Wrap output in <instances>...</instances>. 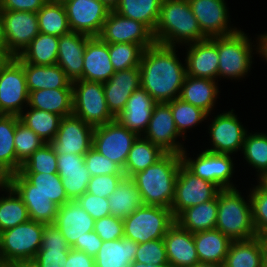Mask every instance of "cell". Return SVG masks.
<instances>
[{"instance_id": "cell-1", "label": "cell", "mask_w": 267, "mask_h": 267, "mask_svg": "<svg viewBox=\"0 0 267 267\" xmlns=\"http://www.w3.org/2000/svg\"><path fill=\"white\" fill-rule=\"evenodd\" d=\"M176 47L155 43L142 54L140 68L141 88L157 103L180 97L186 66L179 61Z\"/></svg>"}, {"instance_id": "cell-2", "label": "cell", "mask_w": 267, "mask_h": 267, "mask_svg": "<svg viewBox=\"0 0 267 267\" xmlns=\"http://www.w3.org/2000/svg\"><path fill=\"white\" fill-rule=\"evenodd\" d=\"M182 163L180 154L166 153L156 163L131 177L140 192L143 205L171 208Z\"/></svg>"}, {"instance_id": "cell-3", "label": "cell", "mask_w": 267, "mask_h": 267, "mask_svg": "<svg viewBox=\"0 0 267 267\" xmlns=\"http://www.w3.org/2000/svg\"><path fill=\"white\" fill-rule=\"evenodd\" d=\"M155 42L165 46L206 40L188 0H162L160 16L153 32Z\"/></svg>"}, {"instance_id": "cell-4", "label": "cell", "mask_w": 267, "mask_h": 267, "mask_svg": "<svg viewBox=\"0 0 267 267\" xmlns=\"http://www.w3.org/2000/svg\"><path fill=\"white\" fill-rule=\"evenodd\" d=\"M246 201L238 189H221L218 193V212L215 228L231 241L247 240L257 235L251 200Z\"/></svg>"}, {"instance_id": "cell-5", "label": "cell", "mask_w": 267, "mask_h": 267, "mask_svg": "<svg viewBox=\"0 0 267 267\" xmlns=\"http://www.w3.org/2000/svg\"><path fill=\"white\" fill-rule=\"evenodd\" d=\"M46 224L29 220L0 233V263L34 260L41 247Z\"/></svg>"}, {"instance_id": "cell-6", "label": "cell", "mask_w": 267, "mask_h": 267, "mask_svg": "<svg viewBox=\"0 0 267 267\" xmlns=\"http://www.w3.org/2000/svg\"><path fill=\"white\" fill-rule=\"evenodd\" d=\"M175 223L171 209L160 206L141 205L123 219L124 236L137 244L163 239Z\"/></svg>"}, {"instance_id": "cell-7", "label": "cell", "mask_w": 267, "mask_h": 267, "mask_svg": "<svg viewBox=\"0 0 267 267\" xmlns=\"http://www.w3.org/2000/svg\"><path fill=\"white\" fill-rule=\"evenodd\" d=\"M245 32H237L218 36V77L232 79L245 78L251 68L252 52L255 45Z\"/></svg>"}, {"instance_id": "cell-8", "label": "cell", "mask_w": 267, "mask_h": 267, "mask_svg": "<svg viewBox=\"0 0 267 267\" xmlns=\"http://www.w3.org/2000/svg\"><path fill=\"white\" fill-rule=\"evenodd\" d=\"M73 115L96 127L115 120L110 113L101 82H72Z\"/></svg>"}, {"instance_id": "cell-9", "label": "cell", "mask_w": 267, "mask_h": 267, "mask_svg": "<svg viewBox=\"0 0 267 267\" xmlns=\"http://www.w3.org/2000/svg\"><path fill=\"white\" fill-rule=\"evenodd\" d=\"M137 137L135 132L130 131L115 119L94 128L92 147L123 169Z\"/></svg>"}, {"instance_id": "cell-10", "label": "cell", "mask_w": 267, "mask_h": 267, "mask_svg": "<svg viewBox=\"0 0 267 267\" xmlns=\"http://www.w3.org/2000/svg\"><path fill=\"white\" fill-rule=\"evenodd\" d=\"M219 191L215 184L197 177L182 163L175 183V197L170 208L174 218L189 207L214 199Z\"/></svg>"}, {"instance_id": "cell-11", "label": "cell", "mask_w": 267, "mask_h": 267, "mask_svg": "<svg viewBox=\"0 0 267 267\" xmlns=\"http://www.w3.org/2000/svg\"><path fill=\"white\" fill-rule=\"evenodd\" d=\"M183 164L197 177L215 184L221 189L236 188L231 177L234 173V164L230 154H216L202 151L197 158L187 157L186 150L181 154Z\"/></svg>"}, {"instance_id": "cell-12", "label": "cell", "mask_w": 267, "mask_h": 267, "mask_svg": "<svg viewBox=\"0 0 267 267\" xmlns=\"http://www.w3.org/2000/svg\"><path fill=\"white\" fill-rule=\"evenodd\" d=\"M28 97L23 62L16 57L0 71V109L4 115L19 116L28 105Z\"/></svg>"}, {"instance_id": "cell-13", "label": "cell", "mask_w": 267, "mask_h": 267, "mask_svg": "<svg viewBox=\"0 0 267 267\" xmlns=\"http://www.w3.org/2000/svg\"><path fill=\"white\" fill-rule=\"evenodd\" d=\"M98 37L107 44L133 43L144 49L156 43L153 32L145 24L124 17L113 10L108 14Z\"/></svg>"}, {"instance_id": "cell-14", "label": "cell", "mask_w": 267, "mask_h": 267, "mask_svg": "<svg viewBox=\"0 0 267 267\" xmlns=\"http://www.w3.org/2000/svg\"><path fill=\"white\" fill-rule=\"evenodd\" d=\"M71 31L98 37L110 9L100 0H64Z\"/></svg>"}, {"instance_id": "cell-15", "label": "cell", "mask_w": 267, "mask_h": 267, "mask_svg": "<svg viewBox=\"0 0 267 267\" xmlns=\"http://www.w3.org/2000/svg\"><path fill=\"white\" fill-rule=\"evenodd\" d=\"M209 131L212 146L205 151L230 155L242 149L246 133H248L233 109L214 117L209 125Z\"/></svg>"}, {"instance_id": "cell-16", "label": "cell", "mask_w": 267, "mask_h": 267, "mask_svg": "<svg viewBox=\"0 0 267 267\" xmlns=\"http://www.w3.org/2000/svg\"><path fill=\"white\" fill-rule=\"evenodd\" d=\"M94 128L74 115L63 117L51 142L56 154L84 155L92 147Z\"/></svg>"}, {"instance_id": "cell-17", "label": "cell", "mask_w": 267, "mask_h": 267, "mask_svg": "<svg viewBox=\"0 0 267 267\" xmlns=\"http://www.w3.org/2000/svg\"><path fill=\"white\" fill-rule=\"evenodd\" d=\"M145 139L160 146L166 153L182 154L183 145L176 141L180 136L170 105L165 102L157 103L144 134Z\"/></svg>"}, {"instance_id": "cell-18", "label": "cell", "mask_w": 267, "mask_h": 267, "mask_svg": "<svg viewBox=\"0 0 267 267\" xmlns=\"http://www.w3.org/2000/svg\"><path fill=\"white\" fill-rule=\"evenodd\" d=\"M5 182L16 192L42 193L61 207L68 198L58 173H21L10 175Z\"/></svg>"}, {"instance_id": "cell-19", "label": "cell", "mask_w": 267, "mask_h": 267, "mask_svg": "<svg viewBox=\"0 0 267 267\" xmlns=\"http://www.w3.org/2000/svg\"><path fill=\"white\" fill-rule=\"evenodd\" d=\"M199 28L206 38L237 32L228 24L229 12L225 0H188Z\"/></svg>"}, {"instance_id": "cell-20", "label": "cell", "mask_w": 267, "mask_h": 267, "mask_svg": "<svg viewBox=\"0 0 267 267\" xmlns=\"http://www.w3.org/2000/svg\"><path fill=\"white\" fill-rule=\"evenodd\" d=\"M4 23L7 48L17 57L39 34L37 13L0 11Z\"/></svg>"}, {"instance_id": "cell-21", "label": "cell", "mask_w": 267, "mask_h": 267, "mask_svg": "<svg viewBox=\"0 0 267 267\" xmlns=\"http://www.w3.org/2000/svg\"><path fill=\"white\" fill-rule=\"evenodd\" d=\"M185 58L186 74L192 77L217 80L218 78V37L187 44ZM217 77V78H216Z\"/></svg>"}, {"instance_id": "cell-22", "label": "cell", "mask_w": 267, "mask_h": 267, "mask_svg": "<svg viewBox=\"0 0 267 267\" xmlns=\"http://www.w3.org/2000/svg\"><path fill=\"white\" fill-rule=\"evenodd\" d=\"M95 220L80 206L76 200H70L58 209L54 225L72 247L86 233L94 231Z\"/></svg>"}, {"instance_id": "cell-23", "label": "cell", "mask_w": 267, "mask_h": 267, "mask_svg": "<svg viewBox=\"0 0 267 267\" xmlns=\"http://www.w3.org/2000/svg\"><path fill=\"white\" fill-rule=\"evenodd\" d=\"M103 87L108 109L116 117L131 94L141 87L139 66L115 72Z\"/></svg>"}, {"instance_id": "cell-24", "label": "cell", "mask_w": 267, "mask_h": 267, "mask_svg": "<svg viewBox=\"0 0 267 267\" xmlns=\"http://www.w3.org/2000/svg\"><path fill=\"white\" fill-rule=\"evenodd\" d=\"M57 173L70 200H77L86 192L91 176L84 155L57 154Z\"/></svg>"}, {"instance_id": "cell-25", "label": "cell", "mask_w": 267, "mask_h": 267, "mask_svg": "<svg viewBox=\"0 0 267 267\" xmlns=\"http://www.w3.org/2000/svg\"><path fill=\"white\" fill-rule=\"evenodd\" d=\"M163 241L171 267H194L200 263L193 234L176 222L168 229Z\"/></svg>"}, {"instance_id": "cell-26", "label": "cell", "mask_w": 267, "mask_h": 267, "mask_svg": "<svg viewBox=\"0 0 267 267\" xmlns=\"http://www.w3.org/2000/svg\"><path fill=\"white\" fill-rule=\"evenodd\" d=\"M156 104L153 97L140 87L131 94L123 111L115 119L130 131L142 136L147 129Z\"/></svg>"}, {"instance_id": "cell-27", "label": "cell", "mask_w": 267, "mask_h": 267, "mask_svg": "<svg viewBox=\"0 0 267 267\" xmlns=\"http://www.w3.org/2000/svg\"><path fill=\"white\" fill-rule=\"evenodd\" d=\"M83 59L82 80L105 83L115 73L109 57V44L99 37L87 40Z\"/></svg>"}, {"instance_id": "cell-28", "label": "cell", "mask_w": 267, "mask_h": 267, "mask_svg": "<svg viewBox=\"0 0 267 267\" xmlns=\"http://www.w3.org/2000/svg\"><path fill=\"white\" fill-rule=\"evenodd\" d=\"M90 36L70 31L59 37L57 64L73 82L82 80L84 51Z\"/></svg>"}, {"instance_id": "cell-29", "label": "cell", "mask_w": 267, "mask_h": 267, "mask_svg": "<svg viewBox=\"0 0 267 267\" xmlns=\"http://www.w3.org/2000/svg\"><path fill=\"white\" fill-rule=\"evenodd\" d=\"M71 247L54 224L43 228L41 247L34 260L41 267H65Z\"/></svg>"}, {"instance_id": "cell-30", "label": "cell", "mask_w": 267, "mask_h": 267, "mask_svg": "<svg viewBox=\"0 0 267 267\" xmlns=\"http://www.w3.org/2000/svg\"><path fill=\"white\" fill-rule=\"evenodd\" d=\"M28 91L72 88V81L58 65H33L23 62Z\"/></svg>"}, {"instance_id": "cell-31", "label": "cell", "mask_w": 267, "mask_h": 267, "mask_svg": "<svg viewBox=\"0 0 267 267\" xmlns=\"http://www.w3.org/2000/svg\"><path fill=\"white\" fill-rule=\"evenodd\" d=\"M217 83L215 80L186 75L179 98L201 108L209 115L218 97Z\"/></svg>"}, {"instance_id": "cell-32", "label": "cell", "mask_w": 267, "mask_h": 267, "mask_svg": "<svg viewBox=\"0 0 267 267\" xmlns=\"http://www.w3.org/2000/svg\"><path fill=\"white\" fill-rule=\"evenodd\" d=\"M27 107L58 114L62 118L73 115L72 88L31 91Z\"/></svg>"}, {"instance_id": "cell-33", "label": "cell", "mask_w": 267, "mask_h": 267, "mask_svg": "<svg viewBox=\"0 0 267 267\" xmlns=\"http://www.w3.org/2000/svg\"><path fill=\"white\" fill-rule=\"evenodd\" d=\"M138 244L123 237L112 241H103L94 257L95 267H130L134 261Z\"/></svg>"}, {"instance_id": "cell-34", "label": "cell", "mask_w": 267, "mask_h": 267, "mask_svg": "<svg viewBox=\"0 0 267 267\" xmlns=\"http://www.w3.org/2000/svg\"><path fill=\"white\" fill-rule=\"evenodd\" d=\"M200 263L224 264L231 240L214 228L193 234Z\"/></svg>"}, {"instance_id": "cell-35", "label": "cell", "mask_w": 267, "mask_h": 267, "mask_svg": "<svg viewBox=\"0 0 267 267\" xmlns=\"http://www.w3.org/2000/svg\"><path fill=\"white\" fill-rule=\"evenodd\" d=\"M218 212V195L205 203L183 210L175 222L192 234L215 228Z\"/></svg>"}, {"instance_id": "cell-36", "label": "cell", "mask_w": 267, "mask_h": 267, "mask_svg": "<svg viewBox=\"0 0 267 267\" xmlns=\"http://www.w3.org/2000/svg\"><path fill=\"white\" fill-rule=\"evenodd\" d=\"M166 152L158 145L138 136L133 142L131 150L123 168L125 177H132L137 172L145 170L156 163Z\"/></svg>"}, {"instance_id": "cell-37", "label": "cell", "mask_w": 267, "mask_h": 267, "mask_svg": "<svg viewBox=\"0 0 267 267\" xmlns=\"http://www.w3.org/2000/svg\"><path fill=\"white\" fill-rule=\"evenodd\" d=\"M110 215L124 219L143 205L140 192L131 177H123L108 197Z\"/></svg>"}, {"instance_id": "cell-38", "label": "cell", "mask_w": 267, "mask_h": 267, "mask_svg": "<svg viewBox=\"0 0 267 267\" xmlns=\"http://www.w3.org/2000/svg\"><path fill=\"white\" fill-rule=\"evenodd\" d=\"M19 116L4 115L0 118V181L16 173L14 135Z\"/></svg>"}, {"instance_id": "cell-39", "label": "cell", "mask_w": 267, "mask_h": 267, "mask_svg": "<svg viewBox=\"0 0 267 267\" xmlns=\"http://www.w3.org/2000/svg\"><path fill=\"white\" fill-rule=\"evenodd\" d=\"M0 189L8 192L0 197V233L30 220L28 209L21 197L5 181H0Z\"/></svg>"}, {"instance_id": "cell-40", "label": "cell", "mask_w": 267, "mask_h": 267, "mask_svg": "<svg viewBox=\"0 0 267 267\" xmlns=\"http://www.w3.org/2000/svg\"><path fill=\"white\" fill-rule=\"evenodd\" d=\"M58 43L59 37L39 33L17 58L33 65L57 64Z\"/></svg>"}, {"instance_id": "cell-41", "label": "cell", "mask_w": 267, "mask_h": 267, "mask_svg": "<svg viewBox=\"0 0 267 267\" xmlns=\"http://www.w3.org/2000/svg\"><path fill=\"white\" fill-rule=\"evenodd\" d=\"M224 267H263L260 237L231 241Z\"/></svg>"}, {"instance_id": "cell-42", "label": "cell", "mask_w": 267, "mask_h": 267, "mask_svg": "<svg viewBox=\"0 0 267 267\" xmlns=\"http://www.w3.org/2000/svg\"><path fill=\"white\" fill-rule=\"evenodd\" d=\"M162 0H120L113 11L145 24L152 32L158 24Z\"/></svg>"}, {"instance_id": "cell-43", "label": "cell", "mask_w": 267, "mask_h": 267, "mask_svg": "<svg viewBox=\"0 0 267 267\" xmlns=\"http://www.w3.org/2000/svg\"><path fill=\"white\" fill-rule=\"evenodd\" d=\"M39 33L60 37L71 30L64 4L48 1L38 12Z\"/></svg>"}, {"instance_id": "cell-44", "label": "cell", "mask_w": 267, "mask_h": 267, "mask_svg": "<svg viewBox=\"0 0 267 267\" xmlns=\"http://www.w3.org/2000/svg\"><path fill=\"white\" fill-rule=\"evenodd\" d=\"M30 110V111H29ZM20 121L32 129L45 143H51L58 132L61 116L30 107L19 115Z\"/></svg>"}, {"instance_id": "cell-45", "label": "cell", "mask_w": 267, "mask_h": 267, "mask_svg": "<svg viewBox=\"0 0 267 267\" xmlns=\"http://www.w3.org/2000/svg\"><path fill=\"white\" fill-rule=\"evenodd\" d=\"M28 209L30 220L54 224L59 206L42 193L16 192Z\"/></svg>"}, {"instance_id": "cell-46", "label": "cell", "mask_w": 267, "mask_h": 267, "mask_svg": "<svg viewBox=\"0 0 267 267\" xmlns=\"http://www.w3.org/2000/svg\"><path fill=\"white\" fill-rule=\"evenodd\" d=\"M249 134L246 133L241 151L244 153V159L257 169L260 179L267 172V133Z\"/></svg>"}, {"instance_id": "cell-47", "label": "cell", "mask_w": 267, "mask_h": 267, "mask_svg": "<svg viewBox=\"0 0 267 267\" xmlns=\"http://www.w3.org/2000/svg\"><path fill=\"white\" fill-rule=\"evenodd\" d=\"M167 103L170 105L176 128L183 138H185L186 129L198 125V123L204 121V119L207 120L209 116L201 108L193 106L183 101L181 98H175Z\"/></svg>"}, {"instance_id": "cell-48", "label": "cell", "mask_w": 267, "mask_h": 267, "mask_svg": "<svg viewBox=\"0 0 267 267\" xmlns=\"http://www.w3.org/2000/svg\"><path fill=\"white\" fill-rule=\"evenodd\" d=\"M45 142L20 120L16 124L14 146L16 152V173L21 170L22 164L39 149Z\"/></svg>"}, {"instance_id": "cell-49", "label": "cell", "mask_w": 267, "mask_h": 267, "mask_svg": "<svg viewBox=\"0 0 267 267\" xmlns=\"http://www.w3.org/2000/svg\"><path fill=\"white\" fill-rule=\"evenodd\" d=\"M144 48L133 43L109 44V57L115 72L138 67Z\"/></svg>"}, {"instance_id": "cell-50", "label": "cell", "mask_w": 267, "mask_h": 267, "mask_svg": "<svg viewBox=\"0 0 267 267\" xmlns=\"http://www.w3.org/2000/svg\"><path fill=\"white\" fill-rule=\"evenodd\" d=\"M21 173H57V154L51 143H45L22 164Z\"/></svg>"}, {"instance_id": "cell-51", "label": "cell", "mask_w": 267, "mask_h": 267, "mask_svg": "<svg viewBox=\"0 0 267 267\" xmlns=\"http://www.w3.org/2000/svg\"><path fill=\"white\" fill-rule=\"evenodd\" d=\"M252 220L257 235L267 233V190L258 183L250 189Z\"/></svg>"}, {"instance_id": "cell-52", "label": "cell", "mask_w": 267, "mask_h": 267, "mask_svg": "<svg viewBox=\"0 0 267 267\" xmlns=\"http://www.w3.org/2000/svg\"><path fill=\"white\" fill-rule=\"evenodd\" d=\"M84 163L91 177L97 175L124 174L123 169L117 163L103 156L93 147L84 154Z\"/></svg>"}, {"instance_id": "cell-53", "label": "cell", "mask_w": 267, "mask_h": 267, "mask_svg": "<svg viewBox=\"0 0 267 267\" xmlns=\"http://www.w3.org/2000/svg\"><path fill=\"white\" fill-rule=\"evenodd\" d=\"M134 261L153 265L169 264L163 239L138 244Z\"/></svg>"}, {"instance_id": "cell-54", "label": "cell", "mask_w": 267, "mask_h": 267, "mask_svg": "<svg viewBox=\"0 0 267 267\" xmlns=\"http://www.w3.org/2000/svg\"><path fill=\"white\" fill-rule=\"evenodd\" d=\"M94 231L102 241H112L124 237L123 220L114 216H107L95 220Z\"/></svg>"}, {"instance_id": "cell-55", "label": "cell", "mask_w": 267, "mask_h": 267, "mask_svg": "<svg viewBox=\"0 0 267 267\" xmlns=\"http://www.w3.org/2000/svg\"><path fill=\"white\" fill-rule=\"evenodd\" d=\"M124 174L97 175L90 178L86 192L108 198L118 186Z\"/></svg>"}, {"instance_id": "cell-56", "label": "cell", "mask_w": 267, "mask_h": 267, "mask_svg": "<svg viewBox=\"0 0 267 267\" xmlns=\"http://www.w3.org/2000/svg\"><path fill=\"white\" fill-rule=\"evenodd\" d=\"M76 201L94 220L110 216L108 198L85 192Z\"/></svg>"}, {"instance_id": "cell-57", "label": "cell", "mask_w": 267, "mask_h": 267, "mask_svg": "<svg viewBox=\"0 0 267 267\" xmlns=\"http://www.w3.org/2000/svg\"><path fill=\"white\" fill-rule=\"evenodd\" d=\"M49 0H0V11L37 13Z\"/></svg>"}, {"instance_id": "cell-58", "label": "cell", "mask_w": 267, "mask_h": 267, "mask_svg": "<svg viewBox=\"0 0 267 267\" xmlns=\"http://www.w3.org/2000/svg\"><path fill=\"white\" fill-rule=\"evenodd\" d=\"M101 238L96 234L95 231L86 233L80 241H76V243L71 247L73 249L83 251L91 257H95L98 250L102 245Z\"/></svg>"}, {"instance_id": "cell-59", "label": "cell", "mask_w": 267, "mask_h": 267, "mask_svg": "<svg viewBox=\"0 0 267 267\" xmlns=\"http://www.w3.org/2000/svg\"><path fill=\"white\" fill-rule=\"evenodd\" d=\"M65 267H95L94 258L83 251L71 248Z\"/></svg>"}, {"instance_id": "cell-60", "label": "cell", "mask_w": 267, "mask_h": 267, "mask_svg": "<svg viewBox=\"0 0 267 267\" xmlns=\"http://www.w3.org/2000/svg\"><path fill=\"white\" fill-rule=\"evenodd\" d=\"M16 56L7 48L0 47V71L6 68Z\"/></svg>"}, {"instance_id": "cell-61", "label": "cell", "mask_w": 267, "mask_h": 267, "mask_svg": "<svg viewBox=\"0 0 267 267\" xmlns=\"http://www.w3.org/2000/svg\"><path fill=\"white\" fill-rule=\"evenodd\" d=\"M258 43L256 46V53L258 52L262 58L264 57L267 62V33L258 36Z\"/></svg>"}, {"instance_id": "cell-62", "label": "cell", "mask_w": 267, "mask_h": 267, "mask_svg": "<svg viewBox=\"0 0 267 267\" xmlns=\"http://www.w3.org/2000/svg\"><path fill=\"white\" fill-rule=\"evenodd\" d=\"M262 246V264L263 267H267V234L263 233L258 235Z\"/></svg>"}, {"instance_id": "cell-63", "label": "cell", "mask_w": 267, "mask_h": 267, "mask_svg": "<svg viewBox=\"0 0 267 267\" xmlns=\"http://www.w3.org/2000/svg\"><path fill=\"white\" fill-rule=\"evenodd\" d=\"M0 47H7L4 23L1 14H0Z\"/></svg>"}, {"instance_id": "cell-64", "label": "cell", "mask_w": 267, "mask_h": 267, "mask_svg": "<svg viewBox=\"0 0 267 267\" xmlns=\"http://www.w3.org/2000/svg\"><path fill=\"white\" fill-rule=\"evenodd\" d=\"M130 267H171V266H170V264L153 265V264H145V263L133 261L130 264Z\"/></svg>"}, {"instance_id": "cell-65", "label": "cell", "mask_w": 267, "mask_h": 267, "mask_svg": "<svg viewBox=\"0 0 267 267\" xmlns=\"http://www.w3.org/2000/svg\"><path fill=\"white\" fill-rule=\"evenodd\" d=\"M15 265L16 267H41L35 260L22 261Z\"/></svg>"}, {"instance_id": "cell-66", "label": "cell", "mask_w": 267, "mask_h": 267, "mask_svg": "<svg viewBox=\"0 0 267 267\" xmlns=\"http://www.w3.org/2000/svg\"><path fill=\"white\" fill-rule=\"evenodd\" d=\"M102 1L110 10H114V8L118 5L120 0H100Z\"/></svg>"}, {"instance_id": "cell-67", "label": "cell", "mask_w": 267, "mask_h": 267, "mask_svg": "<svg viewBox=\"0 0 267 267\" xmlns=\"http://www.w3.org/2000/svg\"><path fill=\"white\" fill-rule=\"evenodd\" d=\"M194 267H224L223 264L219 263H199Z\"/></svg>"}, {"instance_id": "cell-68", "label": "cell", "mask_w": 267, "mask_h": 267, "mask_svg": "<svg viewBox=\"0 0 267 267\" xmlns=\"http://www.w3.org/2000/svg\"><path fill=\"white\" fill-rule=\"evenodd\" d=\"M258 182L267 190V172L258 179Z\"/></svg>"}, {"instance_id": "cell-69", "label": "cell", "mask_w": 267, "mask_h": 267, "mask_svg": "<svg viewBox=\"0 0 267 267\" xmlns=\"http://www.w3.org/2000/svg\"><path fill=\"white\" fill-rule=\"evenodd\" d=\"M0 267H16L15 264L0 263Z\"/></svg>"}, {"instance_id": "cell-70", "label": "cell", "mask_w": 267, "mask_h": 267, "mask_svg": "<svg viewBox=\"0 0 267 267\" xmlns=\"http://www.w3.org/2000/svg\"><path fill=\"white\" fill-rule=\"evenodd\" d=\"M49 1H52V2H63L64 0H49Z\"/></svg>"}, {"instance_id": "cell-71", "label": "cell", "mask_w": 267, "mask_h": 267, "mask_svg": "<svg viewBox=\"0 0 267 267\" xmlns=\"http://www.w3.org/2000/svg\"><path fill=\"white\" fill-rule=\"evenodd\" d=\"M3 116H4V113L0 109V118H2Z\"/></svg>"}]
</instances>
